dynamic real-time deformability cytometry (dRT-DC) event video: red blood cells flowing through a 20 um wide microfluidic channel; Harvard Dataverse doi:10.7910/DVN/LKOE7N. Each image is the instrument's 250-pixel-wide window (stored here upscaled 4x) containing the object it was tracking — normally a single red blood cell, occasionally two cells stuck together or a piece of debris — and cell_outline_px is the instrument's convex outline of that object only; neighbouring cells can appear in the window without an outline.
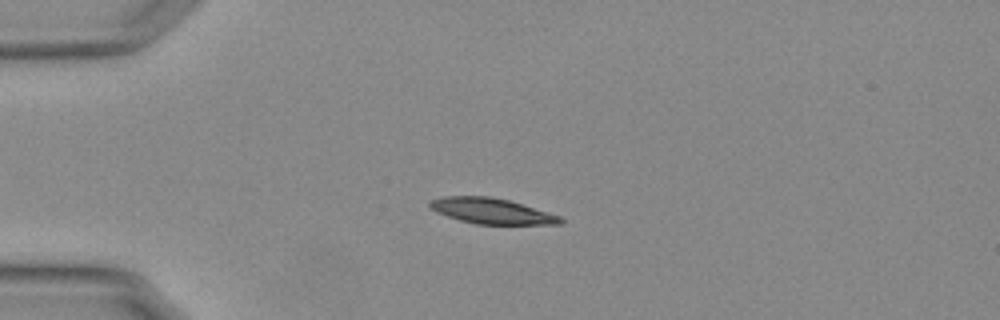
{"species": "Egyptian fruit bat (a non-hibernating species)", "species_latin": "Rousettus aegyptiacus", "temperature_condition": "warm", "stored_images_in_passage": 50, "camera_frame_rate_fps": 3000, "um_per_image_px": 0.085, "animal": {"sex": "female"}, "frame": {"image": 1, "passage_image": 14, "time_ms": 4.333, "image_size_px": [1000, 320], "cell_outline_px": [[564, 220], [560, 224], [476, 224], [460, 220], [436, 212], [428, 204], [432, 200], [444, 196], [488, 196], [508, 200], [548, 212], [560, 216]], "centroid_in_image_um": [41.79, 17.93], "position_along_channel_um": 43.2, "area_um2": 19.19}}
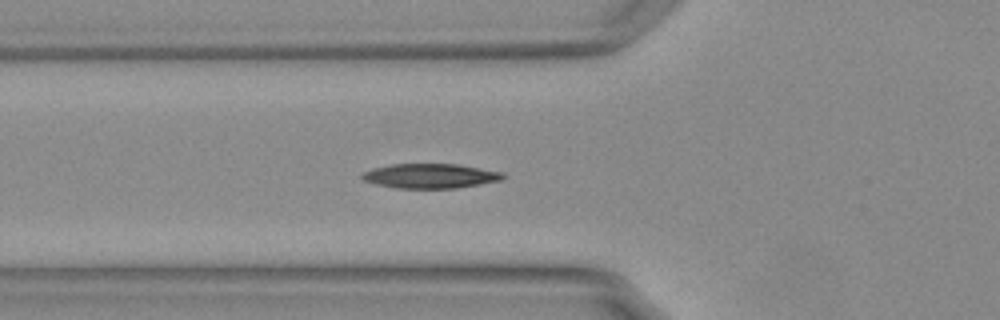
{"frame": {"image": 2, "passage_image": 20, "time_ms": 6.333, "image_size_px": [1000, 320], "cell_outline_px": [[504, 180], [456, 188], [396, 188], [376, 184], [364, 180], [360, 176], [364, 172], [372, 168], [392, 164], [456, 164], [480, 168], [500, 172], [504, 176]], "centroid_in_image_um": [36.56, 14.96], "position_along_channel_um": 89.2, "area_um2": 20.06}}
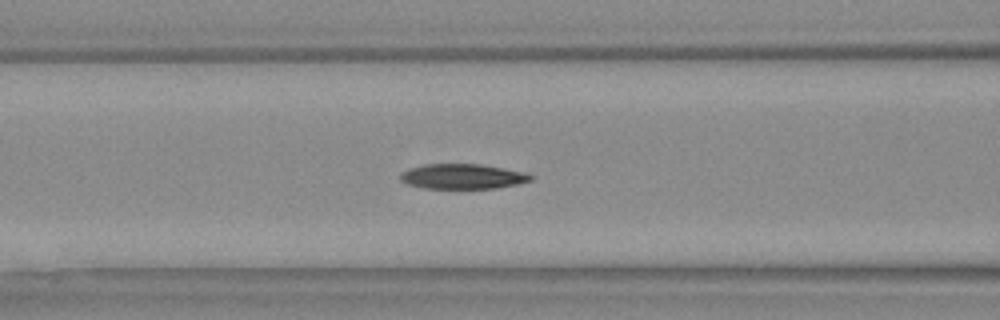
{"frame": {"image": 3, "passage_image": 23, "time_ms": 7.333, "image_size_px": [1000, 320], "cell_outline_px": [[532, 180], [516, 184], [496, 188], [424, 188], [408, 184], [400, 180], [400, 176], [404, 172], [412, 168], [428, 164], [480, 164], [524, 172], [532, 176]], "centroid_in_image_um": [39.33, 15.0], "position_along_channel_um": 127.3, "area_um2": 18.61}, "authors_computed_cell_mechanics": {"area_um2": 19.3052, "velocity_mm_per_s": 3.7566, "shape_relaxation_time_tau1_ms": 4.7511, "shape_relaxation_time_tau2_ms": 4.5748, "deformation_change_tau1": 0.1808, "deformation_change_tau2": 0.0908}}